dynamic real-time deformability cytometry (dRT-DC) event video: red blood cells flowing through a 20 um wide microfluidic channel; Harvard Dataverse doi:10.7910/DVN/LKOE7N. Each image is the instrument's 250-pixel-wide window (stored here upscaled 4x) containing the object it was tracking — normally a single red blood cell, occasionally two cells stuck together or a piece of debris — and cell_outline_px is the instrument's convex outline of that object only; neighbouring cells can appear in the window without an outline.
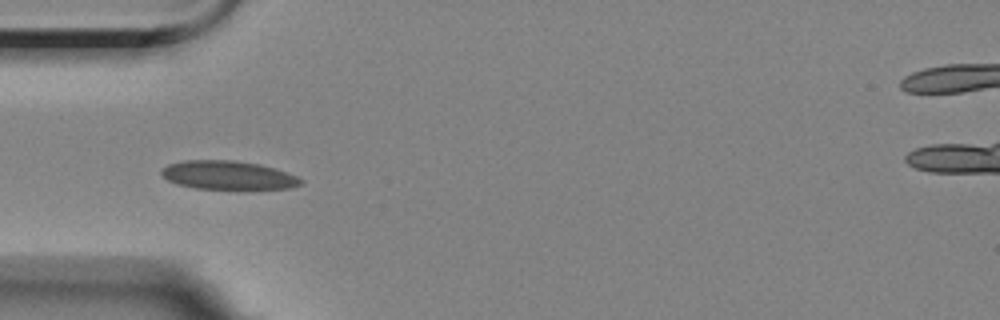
{"species": "Egyptian fruit bat (a non-hibernating species)", "species_latin": "Rousettus aegyptiacus", "temperature_condition": "room temperature", "stored_images_in_passage": 1, "camera_frame_rate_fps": 3000, "um_per_image_px": 0.085, "animal": {"sex": "female"}, "frame": {"image": 1, "passage_image": 1, "time_ms": 0.0, "image_size_px": [1000, 320], "cell_outline_px": [[304, 184], [292, 188], [244, 192], [196, 188], [176, 184], [168, 180], [160, 172], [168, 164], [184, 160], [236, 160], [260, 164], [276, 168], [296, 176], [304, 180]], "centroid_in_image_um": [19.49, 14.94], "position_along_channel_um": 65.5, "area_um2": 24.51}}